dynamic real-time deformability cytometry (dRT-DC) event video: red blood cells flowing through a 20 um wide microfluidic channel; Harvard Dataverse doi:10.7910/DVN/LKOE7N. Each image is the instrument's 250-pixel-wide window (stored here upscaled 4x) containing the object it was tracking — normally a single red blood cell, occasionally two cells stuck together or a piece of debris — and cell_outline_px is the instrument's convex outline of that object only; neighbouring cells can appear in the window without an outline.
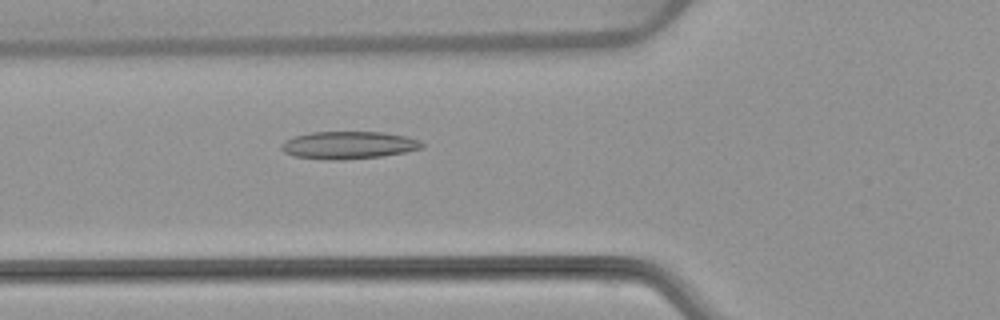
{"species": "common noctule bat (a hibernating species)", "species_latin": "Nyctalus noctula", "temperature_condition": "warm", "stored_images_in_passage": 54, "camera_frame_rate_fps": 3000, "um_per_image_px": 0.085, "animal": {"sex": "female", "body_mass_g": 22.7, "forearm_length_mm": 54.2}, "frame": {"image": 1, "passage_image": 20, "time_ms": 6.333, "image_size_px": [1000, 320], "cell_outline_px": [[424, 148], [404, 152], [380, 156], [344, 160], [328, 160], [292, 156], [284, 152], [280, 148], [280, 144], [284, 140], [292, 136], [312, 132], [380, 132], [408, 136], [420, 140], [424, 144]], "centroid_in_image_um": [29.59, 12.33], "position_along_channel_um": 96.2, "area_um2": 22.83}}
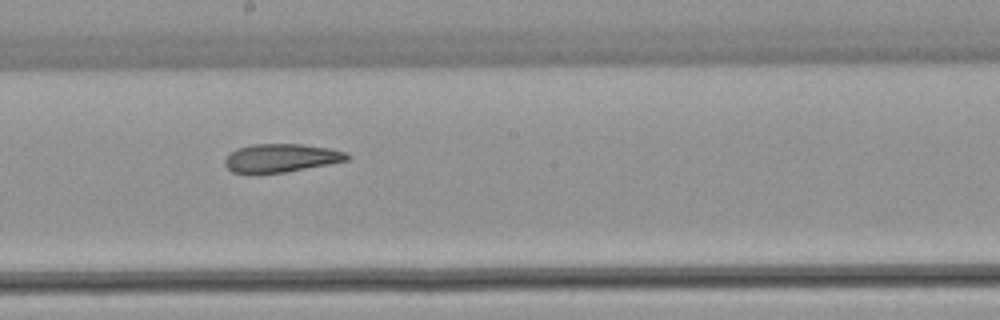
{"frame": {"image": 2, "passage_image": 30, "time_ms": 9.667, "image_size_px": [1000, 320], "cell_outline_px": [[352, 156], [348, 160], [328, 164], [284, 172], [256, 176], [248, 176], [232, 172], [224, 164], [224, 160], [236, 148], [252, 144], [300, 144], [332, 148], [348, 152]], "centroid_in_image_um": [23.86, 13.46], "position_along_channel_um": 224.3, "area_um2": 20.87}}
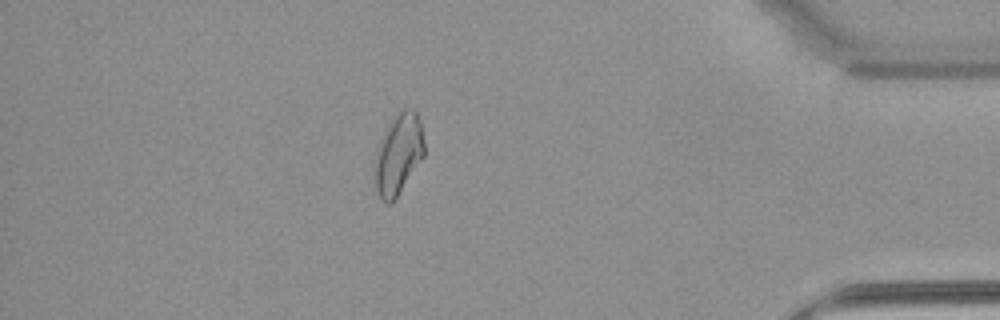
{"frame": {"image": 3, "passage_image": 47, "time_ms": 15.333, "image_size_px": [1000, 320], "cell_outline_px": [[424, 156], [396, 196], [388, 204], [380, 196], [376, 188], [376, 160], [380, 144], [384, 132], [388, 124], [396, 112], [404, 108], [412, 108], [416, 112], [420, 120], [424, 140]], "centroid_in_image_um": [33.91, 13.01], "position_along_channel_um": 401.3, "area_um2": 22.48}, "authors_computed_cell_mechanics": {"area_um2": 22.6576, "velocity_mm_per_s": 3.8372, "shape_relaxation_time_tau1_ms": null, "shape_relaxation_time_tau2_ms": 1.6017, "deformation_change_tau1": null, "deformation_change_tau2": 0.0851}}